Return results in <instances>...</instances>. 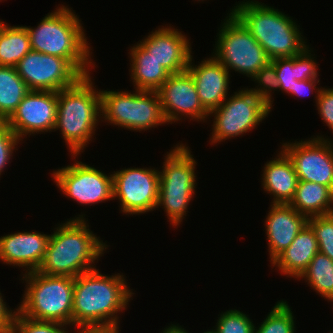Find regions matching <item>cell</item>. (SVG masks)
<instances>
[{"instance_id":"5","label":"cell","mask_w":333,"mask_h":333,"mask_svg":"<svg viewBox=\"0 0 333 333\" xmlns=\"http://www.w3.org/2000/svg\"><path fill=\"white\" fill-rule=\"evenodd\" d=\"M263 4L244 0L236 4L231 12L249 30L271 60L301 53L308 45L296 22L278 9Z\"/></svg>"},{"instance_id":"36","label":"cell","mask_w":333,"mask_h":333,"mask_svg":"<svg viewBox=\"0 0 333 333\" xmlns=\"http://www.w3.org/2000/svg\"><path fill=\"white\" fill-rule=\"evenodd\" d=\"M1 294L0 292V333H10L16 311L10 310L9 306L7 307Z\"/></svg>"},{"instance_id":"7","label":"cell","mask_w":333,"mask_h":333,"mask_svg":"<svg viewBox=\"0 0 333 333\" xmlns=\"http://www.w3.org/2000/svg\"><path fill=\"white\" fill-rule=\"evenodd\" d=\"M167 153L164 156L163 170L159 171L157 208L163 206L170 224L177 227L181 224L196 191L197 161L183 143L177 144Z\"/></svg>"},{"instance_id":"11","label":"cell","mask_w":333,"mask_h":333,"mask_svg":"<svg viewBox=\"0 0 333 333\" xmlns=\"http://www.w3.org/2000/svg\"><path fill=\"white\" fill-rule=\"evenodd\" d=\"M15 68L29 90L58 92L74 86L83 77L67 59L33 50Z\"/></svg>"},{"instance_id":"23","label":"cell","mask_w":333,"mask_h":333,"mask_svg":"<svg viewBox=\"0 0 333 333\" xmlns=\"http://www.w3.org/2000/svg\"><path fill=\"white\" fill-rule=\"evenodd\" d=\"M307 46L301 53L293 57L275 58L271 62L275 65L279 90L288 94L294 92L296 80H317V63ZM312 55V56H311Z\"/></svg>"},{"instance_id":"18","label":"cell","mask_w":333,"mask_h":333,"mask_svg":"<svg viewBox=\"0 0 333 333\" xmlns=\"http://www.w3.org/2000/svg\"><path fill=\"white\" fill-rule=\"evenodd\" d=\"M50 235L39 232H17L0 237V260L7 265L37 271L47 250Z\"/></svg>"},{"instance_id":"13","label":"cell","mask_w":333,"mask_h":333,"mask_svg":"<svg viewBox=\"0 0 333 333\" xmlns=\"http://www.w3.org/2000/svg\"><path fill=\"white\" fill-rule=\"evenodd\" d=\"M56 186L80 205H92L113 198V174L106 175L81 161L55 170Z\"/></svg>"},{"instance_id":"1","label":"cell","mask_w":333,"mask_h":333,"mask_svg":"<svg viewBox=\"0 0 333 333\" xmlns=\"http://www.w3.org/2000/svg\"><path fill=\"white\" fill-rule=\"evenodd\" d=\"M128 288L124 275L106 276L96 268L75 277L72 326L78 329L118 325V314L134 295Z\"/></svg>"},{"instance_id":"35","label":"cell","mask_w":333,"mask_h":333,"mask_svg":"<svg viewBox=\"0 0 333 333\" xmlns=\"http://www.w3.org/2000/svg\"><path fill=\"white\" fill-rule=\"evenodd\" d=\"M315 99L318 114L333 133V88H321Z\"/></svg>"},{"instance_id":"22","label":"cell","mask_w":333,"mask_h":333,"mask_svg":"<svg viewBox=\"0 0 333 333\" xmlns=\"http://www.w3.org/2000/svg\"><path fill=\"white\" fill-rule=\"evenodd\" d=\"M318 252L315 233L307 224L297 234L290 246L280 253L271 264L273 267L276 266L281 274L298 279Z\"/></svg>"},{"instance_id":"4","label":"cell","mask_w":333,"mask_h":333,"mask_svg":"<svg viewBox=\"0 0 333 333\" xmlns=\"http://www.w3.org/2000/svg\"><path fill=\"white\" fill-rule=\"evenodd\" d=\"M92 82L90 75L83 76L74 86L57 92L54 131L61 132L72 158L92 141L101 120V92Z\"/></svg>"},{"instance_id":"37","label":"cell","mask_w":333,"mask_h":333,"mask_svg":"<svg viewBox=\"0 0 333 333\" xmlns=\"http://www.w3.org/2000/svg\"><path fill=\"white\" fill-rule=\"evenodd\" d=\"M318 80H296V84L294 86V92L292 93L293 96H306L309 93H312V91L316 92L315 95H318L320 93L321 88L316 89V85L319 83ZM314 89V90H313ZM308 91V92H307Z\"/></svg>"},{"instance_id":"32","label":"cell","mask_w":333,"mask_h":333,"mask_svg":"<svg viewBox=\"0 0 333 333\" xmlns=\"http://www.w3.org/2000/svg\"><path fill=\"white\" fill-rule=\"evenodd\" d=\"M66 328L62 323L26 318L16 310L10 333H69Z\"/></svg>"},{"instance_id":"12","label":"cell","mask_w":333,"mask_h":333,"mask_svg":"<svg viewBox=\"0 0 333 333\" xmlns=\"http://www.w3.org/2000/svg\"><path fill=\"white\" fill-rule=\"evenodd\" d=\"M159 193V170L125 168L113 173V198H118L121 212L139 215L156 210Z\"/></svg>"},{"instance_id":"26","label":"cell","mask_w":333,"mask_h":333,"mask_svg":"<svg viewBox=\"0 0 333 333\" xmlns=\"http://www.w3.org/2000/svg\"><path fill=\"white\" fill-rule=\"evenodd\" d=\"M30 36L25 26H9L0 20V66L15 67L31 51Z\"/></svg>"},{"instance_id":"33","label":"cell","mask_w":333,"mask_h":333,"mask_svg":"<svg viewBox=\"0 0 333 333\" xmlns=\"http://www.w3.org/2000/svg\"><path fill=\"white\" fill-rule=\"evenodd\" d=\"M258 87L249 89L255 95L259 96L272 109V94L270 91L279 89V81L276 76L275 65L270 61L262 67L252 78Z\"/></svg>"},{"instance_id":"40","label":"cell","mask_w":333,"mask_h":333,"mask_svg":"<svg viewBox=\"0 0 333 333\" xmlns=\"http://www.w3.org/2000/svg\"><path fill=\"white\" fill-rule=\"evenodd\" d=\"M204 333H215L213 330H209V331H206V332H204Z\"/></svg>"},{"instance_id":"16","label":"cell","mask_w":333,"mask_h":333,"mask_svg":"<svg viewBox=\"0 0 333 333\" xmlns=\"http://www.w3.org/2000/svg\"><path fill=\"white\" fill-rule=\"evenodd\" d=\"M157 92L168 124L177 122L184 116L201 122L209 116V112L200 102L195 82L187 70L170 74Z\"/></svg>"},{"instance_id":"15","label":"cell","mask_w":333,"mask_h":333,"mask_svg":"<svg viewBox=\"0 0 333 333\" xmlns=\"http://www.w3.org/2000/svg\"><path fill=\"white\" fill-rule=\"evenodd\" d=\"M57 104V92L30 90L5 123L22 141L28 134L52 132Z\"/></svg>"},{"instance_id":"9","label":"cell","mask_w":333,"mask_h":333,"mask_svg":"<svg viewBox=\"0 0 333 333\" xmlns=\"http://www.w3.org/2000/svg\"><path fill=\"white\" fill-rule=\"evenodd\" d=\"M221 25L213 57L228 71L252 78L271 59L243 23L230 11Z\"/></svg>"},{"instance_id":"14","label":"cell","mask_w":333,"mask_h":333,"mask_svg":"<svg viewBox=\"0 0 333 333\" xmlns=\"http://www.w3.org/2000/svg\"><path fill=\"white\" fill-rule=\"evenodd\" d=\"M291 160L300 181L314 182L333 190V142L317 135L305 141L286 142L281 149Z\"/></svg>"},{"instance_id":"29","label":"cell","mask_w":333,"mask_h":333,"mask_svg":"<svg viewBox=\"0 0 333 333\" xmlns=\"http://www.w3.org/2000/svg\"><path fill=\"white\" fill-rule=\"evenodd\" d=\"M293 312L286 301H278L254 333H295ZM257 328V329H256Z\"/></svg>"},{"instance_id":"27","label":"cell","mask_w":333,"mask_h":333,"mask_svg":"<svg viewBox=\"0 0 333 333\" xmlns=\"http://www.w3.org/2000/svg\"><path fill=\"white\" fill-rule=\"evenodd\" d=\"M12 66H0V122H5L29 92Z\"/></svg>"},{"instance_id":"8","label":"cell","mask_w":333,"mask_h":333,"mask_svg":"<svg viewBox=\"0 0 333 333\" xmlns=\"http://www.w3.org/2000/svg\"><path fill=\"white\" fill-rule=\"evenodd\" d=\"M101 92V121L133 131H145L166 124L157 91L135 89Z\"/></svg>"},{"instance_id":"28","label":"cell","mask_w":333,"mask_h":333,"mask_svg":"<svg viewBox=\"0 0 333 333\" xmlns=\"http://www.w3.org/2000/svg\"><path fill=\"white\" fill-rule=\"evenodd\" d=\"M300 278L326 300L333 298V260L328 256L318 252Z\"/></svg>"},{"instance_id":"24","label":"cell","mask_w":333,"mask_h":333,"mask_svg":"<svg viewBox=\"0 0 333 333\" xmlns=\"http://www.w3.org/2000/svg\"><path fill=\"white\" fill-rule=\"evenodd\" d=\"M131 48L130 77L133 80L134 89L157 91L168 79L170 73L139 42Z\"/></svg>"},{"instance_id":"25","label":"cell","mask_w":333,"mask_h":333,"mask_svg":"<svg viewBox=\"0 0 333 333\" xmlns=\"http://www.w3.org/2000/svg\"><path fill=\"white\" fill-rule=\"evenodd\" d=\"M333 190L308 181H298L293 199L289 203L307 218L333 213Z\"/></svg>"},{"instance_id":"38","label":"cell","mask_w":333,"mask_h":333,"mask_svg":"<svg viewBox=\"0 0 333 333\" xmlns=\"http://www.w3.org/2000/svg\"><path fill=\"white\" fill-rule=\"evenodd\" d=\"M119 325L116 326H98V327H82L77 333H119Z\"/></svg>"},{"instance_id":"39","label":"cell","mask_w":333,"mask_h":333,"mask_svg":"<svg viewBox=\"0 0 333 333\" xmlns=\"http://www.w3.org/2000/svg\"><path fill=\"white\" fill-rule=\"evenodd\" d=\"M165 333H189L183 327L179 326L178 324H171L165 328Z\"/></svg>"},{"instance_id":"20","label":"cell","mask_w":333,"mask_h":333,"mask_svg":"<svg viewBox=\"0 0 333 333\" xmlns=\"http://www.w3.org/2000/svg\"><path fill=\"white\" fill-rule=\"evenodd\" d=\"M265 220L270 262L287 249L306 227L308 218L289 204H271Z\"/></svg>"},{"instance_id":"21","label":"cell","mask_w":333,"mask_h":333,"mask_svg":"<svg viewBox=\"0 0 333 333\" xmlns=\"http://www.w3.org/2000/svg\"><path fill=\"white\" fill-rule=\"evenodd\" d=\"M263 167V190L273 196L272 204H289L294 197L298 176L289 157L281 150Z\"/></svg>"},{"instance_id":"2","label":"cell","mask_w":333,"mask_h":333,"mask_svg":"<svg viewBox=\"0 0 333 333\" xmlns=\"http://www.w3.org/2000/svg\"><path fill=\"white\" fill-rule=\"evenodd\" d=\"M78 216L54 228L38 272L75 278L96 268L92 264L109 246L88 228L85 214Z\"/></svg>"},{"instance_id":"31","label":"cell","mask_w":333,"mask_h":333,"mask_svg":"<svg viewBox=\"0 0 333 333\" xmlns=\"http://www.w3.org/2000/svg\"><path fill=\"white\" fill-rule=\"evenodd\" d=\"M215 333H254L255 325L245 313L230 309L218 317Z\"/></svg>"},{"instance_id":"34","label":"cell","mask_w":333,"mask_h":333,"mask_svg":"<svg viewBox=\"0 0 333 333\" xmlns=\"http://www.w3.org/2000/svg\"><path fill=\"white\" fill-rule=\"evenodd\" d=\"M20 141L21 140L5 122H0V175L10 162L12 154L14 153L13 151L17 150L16 148L18 144H20Z\"/></svg>"},{"instance_id":"3","label":"cell","mask_w":333,"mask_h":333,"mask_svg":"<svg viewBox=\"0 0 333 333\" xmlns=\"http://www.w3.org/2000/svg\"><path fill=\"white\" fill-rule=\"evenodd\" d=\"M72 11L61 5L47 14L37 27H25L33 51L67 59L83 76H88L89 67H94L95 63L90 60L91 47L81 20Z\"/></svg>"},{"instance_id":"19","label":"cell","mask_w":333,"mask_h":333,"mask_svg":"<svg viewBox=\"0 0 333 333\" xmlns=\"http://www.w3.org/2000/svg\"><path fill=\"white\" fill-rule=\"evenodd\" d=\"M192 57L187 71L195 82L201 104L210 112L228 98L230 74L214 57L203 59L204 61H201L198 66H194Z\"/></svg>"},{"instance_id":"10","label":"cell","mask_w":333,"mask_h":333,"mask_svg":"<svg viewBox=\"0 0 333 333\" xmlns=\"http://www.w3.org/2000/svg\"><path fill=\"white\" fill-rule=\"evenodd\" d=\"M232 95L209 112V116H214L211 144L242 136L259 125L271 112L270 107L249 88Z\"/></svg>"},{"instance_id":"17","label":"cell","mask_w":333,"mask_h":333,"mask_svg":"<svg viewBox=\"0 0 333 333\" xmlns=\"http://www.w3.org/2000/svg\"><path fill=\"white\" fill-rule=\"evenodd\" d=\"M165 25L140 41V44L170 74L187 70L191 58V45L182 31Z\"/></svg>"},{"instance_id":"6","label":"cell","mask_w":333,"mask_h":333,"mask_svg":"<svg viewBox=\"0 0 333 333\" xmlns=\"http://www.w3.org/2000/svg\"><path fill=\"white\" fill-rule=\"evenodd\" d=\"M21 280H25L27 286L23 300L16 308L21 315L36 321L72 326L75 278L32 271L23 274Z\"/></svg>"},{"instance_id":"30","label":"cell","mask_w":333,"mask_h":333,"mask_svg":"<svg viewBox=\"0 0 333 333\" xmlns=\"http://www.w3.org/2000/svg\"><path fill=\"white\" fill-rule=\"evenodd\" d=\"M308 225L315 233L319 252L333 260V213L310 217Z\"/></svg>"}]
</instances>
